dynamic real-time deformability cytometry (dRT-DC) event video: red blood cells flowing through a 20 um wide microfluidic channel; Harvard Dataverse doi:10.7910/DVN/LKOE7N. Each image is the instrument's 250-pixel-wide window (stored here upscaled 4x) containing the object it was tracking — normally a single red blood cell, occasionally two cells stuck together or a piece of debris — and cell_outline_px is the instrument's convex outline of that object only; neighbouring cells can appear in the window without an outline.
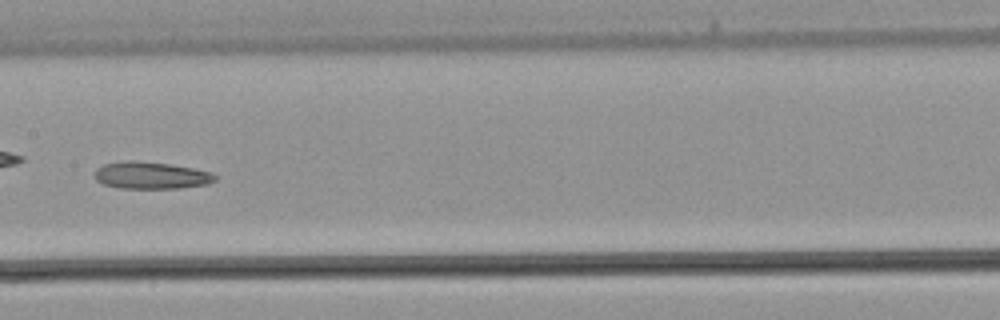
{"species": "common noctule bat (a hibernating species)", "species_latin": "Nyctalus noctula", "temperature_condition": "warm", "stored_images_in_passage": 41, "camera_frame_rate_fps": 3000, "um_per_image_px": 0.085, "animal": {"sex": "male", "body_mass_g": 21.5, "forearm_length_mm": 52.0}, "frame": {"image": 1, "passage_image": 18, "time_ms": 5.667, "image_size_px": [1000, 320], "cell_outline_px": [[220, 176], [216, 180], [208, 184], [180, 188], [120, 188], [104, 184], [96, 180], [96, 168], [104, 164], [128, 160], [132, 160], [168, 164], [192, 168], [212, 172]], "centroid_in_image_um": [12.89, 14.91], "position_along_channel_um": 194.5, "area_um2": 18.96}}